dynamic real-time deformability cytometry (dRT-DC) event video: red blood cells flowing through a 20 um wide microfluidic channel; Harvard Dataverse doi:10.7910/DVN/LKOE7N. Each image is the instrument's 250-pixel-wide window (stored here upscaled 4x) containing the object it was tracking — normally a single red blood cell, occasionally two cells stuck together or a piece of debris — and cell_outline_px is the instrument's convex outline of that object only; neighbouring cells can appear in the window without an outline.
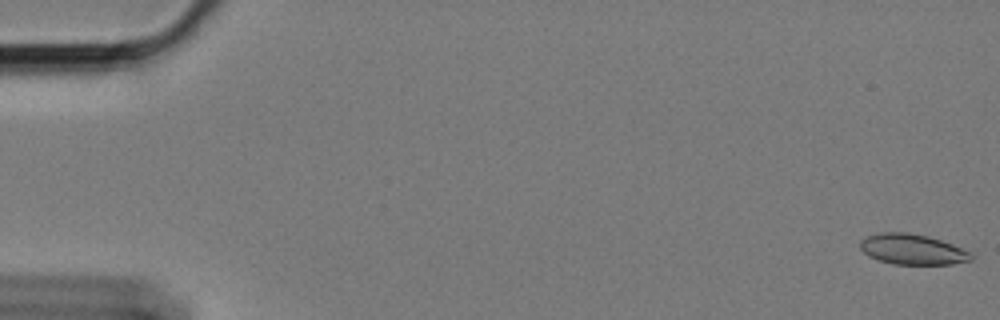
{"species": "Egyptian fruit bat (a non-hibernating species)", "species_latin": "Rousettus aegyptiacus", "temperature_condition": "cold", "stored_images_in_passage": 37, "camera_frame_rate_fps": 3000, "um_per_image_px": 0.085, "animal": {"sex": "female"}, "frame": {"image": 1, "passage_image": 1, "time_ms": 0.0, "image_size_px": [1000, 320], "cell_outline_px": [[972, 260], [952, 264], [896, 264], [880, 260], [868, 256], [860, 248], [860, 240], [868, 236], [880, 232], [908, 232], [928, 236], [952, 244], [972, 252]], "centroid_in_image_um": [77.56, 21.19], "position_along_channel_um": 7.4, "area_um2": 19.65}}
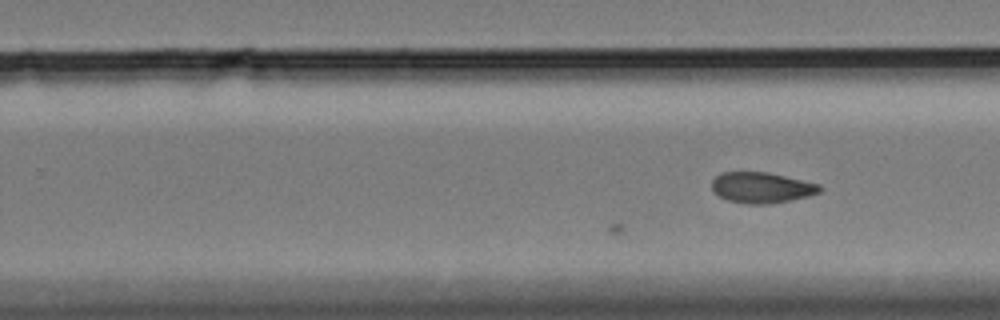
{"frame": {"image": 2, "passage_image": 37, "time_ms": 12.0, "image_size_px": [1000, 320], "cell_outline_px": [[824, 188], [820, 192], [808, 196], [768, 204], [744, 204], [728, 200], [712, 192], [712, 180], [720, 172], [768, 172], [820, 184]], "centroid_in_image_um": [64.72, 15.94], "position_along_channel_um": 265.1, "area_um2": 19.42}}